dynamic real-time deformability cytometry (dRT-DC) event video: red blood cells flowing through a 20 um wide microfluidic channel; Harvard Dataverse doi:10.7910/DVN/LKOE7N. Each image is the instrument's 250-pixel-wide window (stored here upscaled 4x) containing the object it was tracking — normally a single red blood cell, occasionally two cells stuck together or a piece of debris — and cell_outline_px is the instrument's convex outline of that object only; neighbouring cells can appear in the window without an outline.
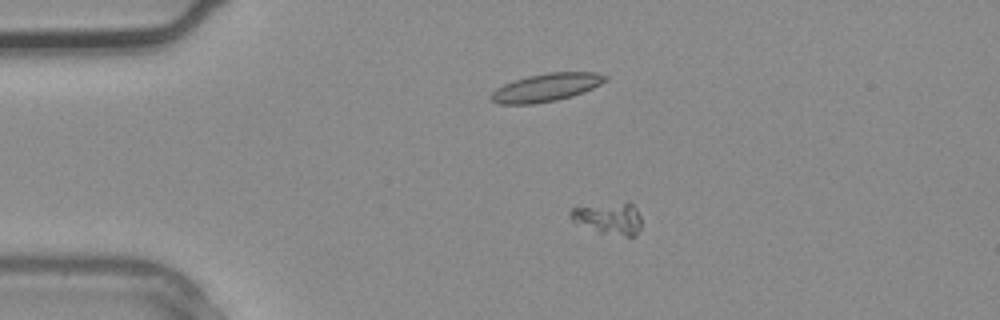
{"species": "common noctule bat (a hibernating species)", "species_latin": "Nyctalus noctula", "temperature_condition": "warm", "stored_images_in_passage": 3, "camera_frame_rate_fps": 3000, "um_per_image_px": 0.085, "animal": {"sex": "male", "body_mass_g": 20.4}, "frame": {"image": 1, "passage_image": 3, "time_ms": 0.667, "image_size_px": [1000, 320], "cell_outline_px": [[640, 228], [636, 236], [628, 236], [600, 232], [572, 220], [568, 216], [568, 212], [572, 208], [628, 200], [636, 208], [640, 216]], "centroid_in_image_um": [51.77, 18.52], "position_along_channel_um": 33.2, "area_um2": 13.18}}